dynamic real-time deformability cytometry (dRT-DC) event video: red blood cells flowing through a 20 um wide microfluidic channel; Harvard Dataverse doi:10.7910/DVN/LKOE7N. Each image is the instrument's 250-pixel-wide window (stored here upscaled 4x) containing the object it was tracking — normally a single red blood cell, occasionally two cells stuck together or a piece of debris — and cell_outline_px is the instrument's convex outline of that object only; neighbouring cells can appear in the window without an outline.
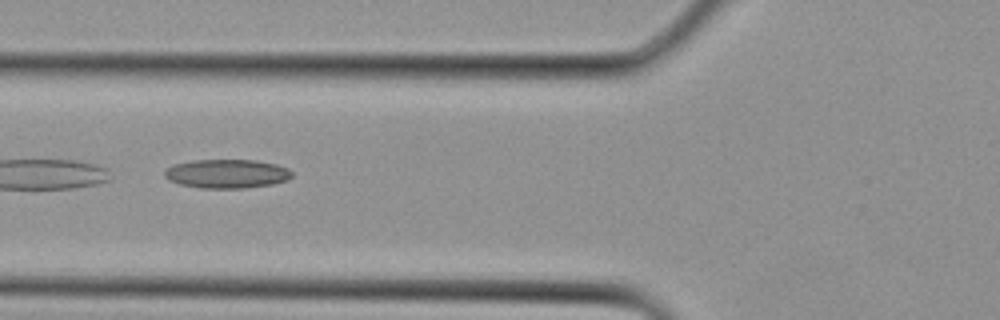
{"species": "Egyptian fruit bat (a non-hibernating species)", "species_latin": "Rousettus aegyptiacus", "temperature_condition": "cold", "stored_images_in_passage": 12, "camera_frame_rate_fps": 3000, "um_per_image_px": 0.085, "animal": {"sex": "female"}, "frame": {"image": 1, "passage_image": 3, "time_ms": 0.667, "image_size_px": [1000, 320], "cell_outline_px": [[292, 176], [288, 180], [272, 184], [244, 188], [200, 188], [180, 184], [168, 180], [164, 176], [164, 172], [172, 164], [192, 160], [256, 160], [276, 164], [288, 168], [292, 172]], "centroid_in_image_um": [19.28, 14.76], "position_along_channel_um": 106.5, "area_um2": 21.56}}
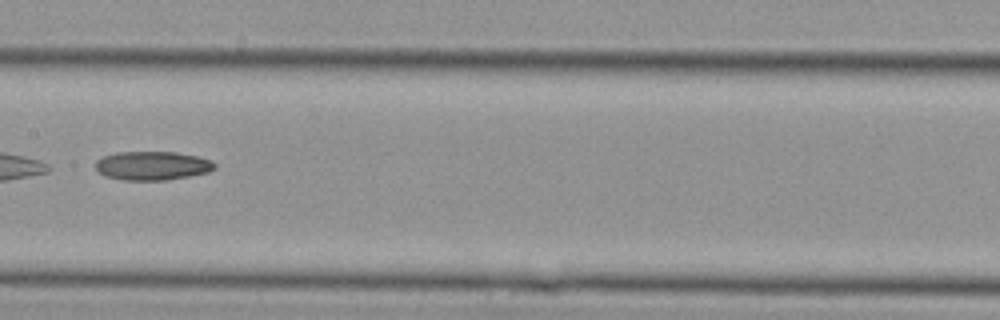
{"frame": {"image": 2, "passage_image": 7, "time_ms": 2.0, "image_size_px": [1000, 320], "cell_outline_px": [[216, 168], [208, 172], [168, 180], [124, 180], [104, 176], [96, 168], [96, 160], [104, 156], [116, 152], [176, 152], [196, 156], [212, 160], [216, 164]], "centroid_in_image_um": [12.96, 14.08], "position_along_channel_um": 194.4, "area_um2": 20.0}}
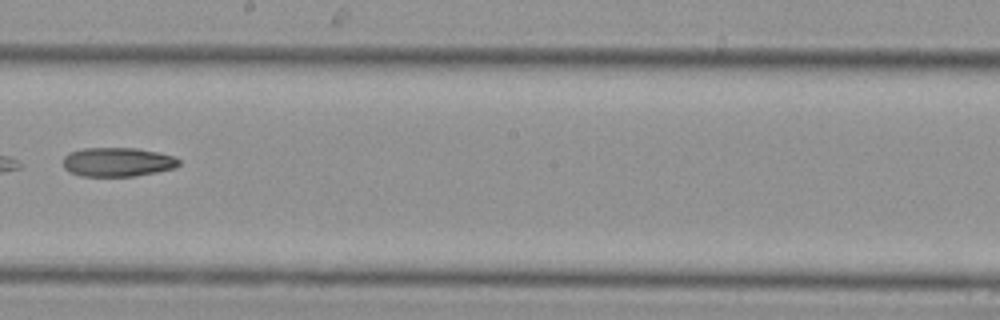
{"frame": {"image": 3, "passage_image": 9, "time_ms": 2.667, "image_size_px": [1000, 320], "cell_outline_px": [[180, 164], [176, 168], [136, 176], [80, 176], [68, 172], [64, 168], [64, 156], [68, 152], [84, 148], [136, 148], [156, 152], [172, 156], [180, 160]], "centroid_in_image_um": [9.97, 13.78], "position_along_channel_um": 238.2, "area_um2": 19.71}}